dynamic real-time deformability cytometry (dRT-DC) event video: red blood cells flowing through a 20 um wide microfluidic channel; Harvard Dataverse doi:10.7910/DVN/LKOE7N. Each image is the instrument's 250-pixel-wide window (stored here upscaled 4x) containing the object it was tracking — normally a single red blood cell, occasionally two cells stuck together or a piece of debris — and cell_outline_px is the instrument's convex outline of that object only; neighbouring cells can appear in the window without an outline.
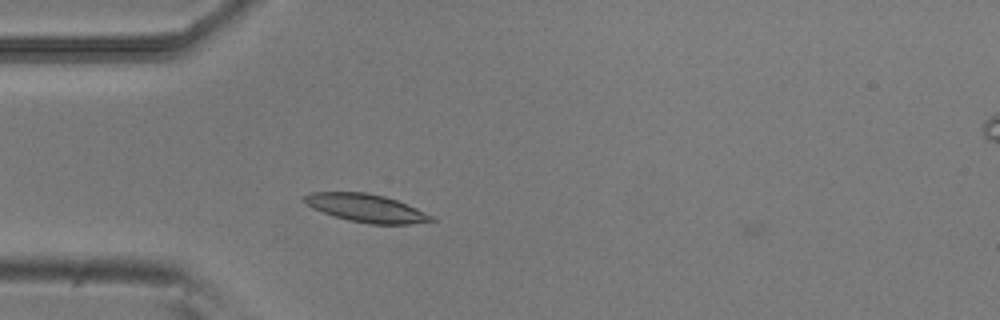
{"species": "common noctule bat (a hibernating species)", "species_latin": "Nyctalus noctula", "temperature_condition": "room temperature", "stored_images_in_passage": 5, "camera_frame_rate_fps": 3000, "um_per_image_px": 0.085, "animal": {"sex": "male", "body_mass_g": 20.5, "forearm_length_mm": 52.5}, "frame": {"image": 1, "passage_image": 4, "time_ms": 1.0, "image_size_px": [1000, 320], "cell_outline_px": [[436, 220], [412, 224], [368, 224], [348, 220], [312, 208], [300, 200], [300, 196], [308, 192], [364, 192], [384, 196], [396, 200], [436, 216]], "centroid_in_image_um": [31.1, 17.68], "position_along_channel_um": 53.9, "area_um2": 20.92}}